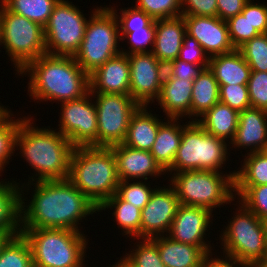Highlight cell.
Returning a JSON list of instances; mask_svg holds the SVG:
<instances>
[{
  "mask_svg": "<svg viewBox=\"0 0 267 267\" xmlns=\"http://www.w3.org/2000/svg\"><path fill=\"white\" fill-rule=\"evenodd\" d=\"M267 141V111L247 108L239 112L238 126L231 144L234 147L250 148L249 153L259 152Z\"/></svg>",
  "mask_w": 267,
  "mask_h": 267,
  "instance_id": "44dd1931",
  "label": "cell"
},
{
  "mask_svg": "<svg viewBox=\"0 0 267 267\" xmlns=\"http://www.w3.org/2000/svg\"><path fill=\"white\" fill-rule=\"evenodd\" d=\"M200 117L199 120L195 118V121L206 132L224 141L230 138L232 142L238 126V111L218 101Z\"/></svg>",
  "mask_w": 267,
  "mask_h": 267,
  "instance_id": "484cf974",
  "label": "cell"
},
{
  "mask_svg": "<svg viewBox=\"0 0 267 267\" xmlns=\"http://www.w3.org/2000/svg\"><path fill=\"white\" fill-rule=\"evenodd\" d=\"M146 108L147 106H140L132 115L123 144L134 149L150 151L163 121L148 113Z\"/></svg>",
  "mask_w": 267,
  "mask_h": 267,
  "instance_id": "d4e9b609",
  "label": "cell"
},
{
  "mask_svg": "<svg viewBox=\"0 0 267 267\" xmlns=\"http://www.w3.org/2000/svg\"><path fill=\"white\" fill-rule=\"evenodd\" d=\"M96 94L98 147L123 143L130 119L140 105L129 94Z\"/></svg>",
  "mask_w": 267,
  "mask_h": 267,
  "instance_id": "7c38bea8",
  "label": "cell"
},
{
  "mask_svg": "<svg viewBox=\"0 0 267 267\" xmlns=\"http://www.w3.org/2000/svg\"><path fill=\"white\" fill-rule=\"evenodd\" d=\"M208 68L219 85L247 84L251 74V68L238 49L210 57Z\"/></svg>",
  "mask_w": 267,
  "mask_h": 267,
  "instance_id": "cb8c5ba5",
  "label": "cell"
},
{
  "mask_svg": "<svg viewBox=\"0 0 267 267\" xmlns=\"http://www.w3.org/2000/svg\"><path fill=\"white\" fill-rule=\"evenodd\" d=\"M111 149L116 159L120 181L134 178L147 180L149 175L157 177L162 172L165 173L150 151L134 149L123 143L113 145Z\"/></svg>",
  "mask_w": 267,
  "mask_h": 267,
  "instance_id": "d6986e66",
  "label": "cell"
},
{
  "mask_svg": "<svg viewBox=\"0 0 267 267\" xmlns=\"http://www.w3.org/2000/svg\"><path fill=\"white\" fill-rule=\"evenodd\" d=\"M226 22L231 43L235 49H238L245 42L259 35L248 21V14H237L229 18Z\"/></svg>",
  "mask_w": 267,
  "mask_h": 267,
  "instance_id": "60d3db41",
  "label": "cell"
},
{
  "mask_svg": "<svg viewBox=\"0 0 267 267\" xmlns=\"http://www.w3.org/2000/svg\"><path fill=\"white\" fill-rule=\"evenodd\" d=\"M181 0H137L136 8L154 20L181 16Z\"/></svg>",
  "mask_w": 267,
  "mask_h": 267,
  "instance_id": "f35d334b",
  "label": "cell"
},
{
  "mask_svg": "<svg viewBox=\"0 0 267 267\" xmlns=\"http://www.w3.org/2000/svg\"><path fill=\"white\" fill-rule=\"evenodd\" d=\"M251 71L267 72V33L259 34L238 48Z\"/></svg>",
  "mask_w": 267,
  "mask_h": 267,
  "instance_id": "e575fe53",
  "label": "cell"
},
{
  "mask_svg": "<svg viewBox=\"0 0 267 267\" xmlns=\"http://www.w3.org/2000/svg\"><path fill=\"white\" fill-rule=\"evenodd\" d=\"M59 0H1L9 11L39 24L43 28L49 21Z\"/></svg>",
  "mask_w": 267,
  "mask_h": 267,
  "instance_id": "4dcf8cb0",
  "label": "cell"
},
{
  "mask_svg": "<svg viewBox=\"0 0 267 267\" xmlns=\"http://www.w3.org/2000/svg\"><path fill=\"white\" fill-rule=\"evenodd\" d=\"M6 183L0 182V232H13L19 235L21 234V199L23 198L21 192L24 186L20 189L16 182Z\"/></svg>",
  "mask_w": 267,
  "mask_h": 267,
  "instance_id": "83f0119b",
  "label": "cell"
},
{
  "mask_svg": "<svg viewBox=\"0 0 267 267\" xmlns=\"http://www.w3.org/2000/svg\"><path fill=\"white\" fill-rule=\"evenodd\" d=\"M204 68L201 65L184 62L180 59H175L165 65V75L173 78L194 80Z\"/></svg>",
  "mask_w": 267,
  "mask_h": 267,
  "instance_id": "bcb514c9",
  "label": "cell"
},
{
  "mask_svg": "<svg viewBox=\"0 0 267 267\" xmlns=\"http://www.w3.org/2000/svg\"><path fill=\"white\" fill-rule=\"evenodd\" d=\"M10 111L0 120V171H3L4 165L9 163L11 154L16 148V135L21 120L10 118ZM10 119V120H9Z\"/></svg>",
  "mask_w": 267,
  "mask_h": 267,
  "instance_id": "d590c367",
  "label": "cell"
},
{
  "mask_svg": "<svg viewBox=\"0 0 267 267\" xmlns=\"http://www.w3.org/2000/svg\"><path fill=\"white\" fill-rule=\"evenodd\" d=\"M89 91L83 97L62 102L59 132L74 147H98V124L95 104L91 103Z\"/></svg>",
  "mask_w": 267,
  "mask_h": 267,
  "instance_id": "4fadbf2b",
  "label": "cell"
},
{
  "mask_svg": "<svg viewBox=\"0 0 267 267\" xmlns=\"http://www.w3.org/2000/svg\"><path fill=\"white\" fill-rule=\"evenodd\" d=\"M219 101L238 112L250 108L247 84L219 85Z\"/></svg>",
  "mask_w": 267,
  "mask_h": 267,
  "instance_id": "ab89813d",
  "label": "cell"
},
{
  "mask_svg": "<svg viewBox=\"0 0 267 267\" xmlns=\"http://www.w3.org/2000/svg\"><path fill=\"white\" fill-rule=\"evenodd\" d=\"M20 119L16 147H20L22 156L38 172L35 180L68 179L70 157L74 149L71 142L59 131L38 129L31 125L30 119Z\"/></svg>",
  "mask_w": 267,
  "mask_h": 267,
  "instance_id": "3957f363",
  "label": "cell"
},
{
  "mask_svg": "<svg viewBox=\"0 0 267 267\" xmlns=\"http://www.w3.org/2000/svg\"><path fill=\"white\" fill-rule=\"evenodd\" d=\"M181 5L182 9L186 7L181 10L182 16H217V0H181Z\"/></svg>",
  "mask_w": 267,
  "mask_h": 267,
  "instance_id": "7dc6e473",
  "label": "cell"
},
{
  "mask_svg": "<svg viewBox=\"0 0 267 267\" xmlns=\"http://www.w3.org/2000/svg\"><path fill=\"white\" fill-rule=\"evenodd\" d=\"M28 240L33 267H83L86 251L81 232L63 228L21 229Z\"/></svg>",
  "mask_w": 267,
  "mask_h": 267,
  "instance_id": "5b68a950",
  "label": "cell"
},
{
  "mask_svg": "<svg viewBox=\"0 0 267 267\" xmlns=\"http://www.w3.org/2000/svg\"><path fill=\"white\" fill-rule=\"evenodd\" d=\"M68 180L99 208L120 183L111 147H74Z\"/></svg>",
  "mask_w": 267,
  "mask_h": 267,
  "instance_id": "277c9868",
  "label": "cell"
},
{
  "mask_svg": "<svg viewBox=\"0 0 267 267\" xmlns=\"http://www.w3.org/2000/svg\"><path fill=\"white\" fill-rule=\"evenodd\" d=\"M219 101V84L213 72L205 68L193 80L191 117H200ZM193 115V116H192Z\"/></svg>",
  "mask_w": 267,
  "mask_h": 267,
  "instance_id": "f1b7e54d",
  "label": "cell"
},
{
  "mask_svg": "<svg viewBox=\"0 0 267 267\" xmlns=\"http://www.w3.org/2000/svg\"><path fill=\"white\" fill-rule=\"evenodd\" d=\"M193 80L164 76L161 92L156 101L159 102L166 117L179 119L191 116V97Z\"/></svg>",
  "mask_w": 267,
  "mask_h": 267,
  "instance_id": "7402d4cb",
  "label": "cell"
},
{
  "mask_svg": "<svg viewBox=\"0 0 267 267\" xmlns=\"http://www.w3.org/2000/svg\"><path fill=\"white\" fill-rule=\"evenodd\" d=\"M128 180L120 181L117 186L116 194L124 201L131 203L134 207L143 209L148 201L154 189L146 186L143 182L128 183Z\"/></svg>",
  "mask_w": 267,
  "mask_h": 267,
  "instance_id": "74e56055",
  "label": "cell"
},
{
  "mask_svg": "<svg viewBox=\"0 0 267 267\" xmlns=\"http://www.w3.org/2000/svg\"><path fill=\"white\" fill-rule=\"evenodd\" d=\"M249 0H217V16L227 21L240 14Z\"/></svg>",
  "mask_w": 267,
  "mask_h": 267,
  "instance_id": "681fc988",
  "label": "cell"
},
{
  "mask_svg": "<svg viewBox=\"0 0 267 267\" xmlns=\"http://www.w3.org/2000/svg\"><path fill=\"white\" fill-rule=\"evenodd\" d=\"M204 49L198 41L185 34L178 59L191 64L201 65L204 69L209 67L210 57L205 55Z\"/></svg>",
  "mask_w": 267,
  "mask_h": 267,
  "instance_id": "ee69618b",
  "label": "cell"
},
{
  "mask_svg": "<svg viewBox=\"0 0 267 267\" xmlns=\"http://www.w3.org/2000/svg\"><path fill=\"white\" fill-rule=\"evenodd\" d=\"M154 33H155V27H145L138 30H135L134 32H121L120 34V40H124L123 38H129V43L131 45V51H121L125 54H131V53H142V52H152V50H147V44H152V47L154 46Z\"/></svg>",
  "mask_w": 267,
  "mask_h": 267,
  "instance_id": "f6af8a7d",
  "label": "cell"
},
{
  "mask_svg": "<svg viewBox=\"0 0 267 267\" xmlns=\"http://www.w3.org/2000/svg\"><path fill=\"white\" fill-rule=\"evenodd\" d=\"M0 267H33L31 247L22 233L13 236L2 249Z\"/></svg>",
  "mask_w": 267,
  "mask_h": 267,
  "instance_id": "d6a6232c",
  "label": "cell"
},
{
  "mask_svg": "<svg viewBox=\"0 0 267 267\" xmlns=\"http://www.w3.org/2000/svg\"><path fill=\"white\" fill-rule=\"evenodd\" d=\"M110 207L115 208V220L125 235L140 237L141 209L122 200L116 193L98 208V212Z\"/></svg>",
  "mask_w": 267,
  "mask_h": 267,
  "instance_id": "f546056e",
  "label": "cell"
},
{
  "mask_svg": "<svg viewBox=\"0 0 267 267\" xmlns=\"http://www.w3.org/2000/svg\"><path fill=\"white\" fill-rule=\"evenodd\" d=\"M88 20L68 0H59L44 27L46 54L74 56L85 35Z\"/></svg>",
  "mask_w": 267,
  "mask_h": 267,
  "instance_id": "8fae6325",
  "label": "cell"
},
{
  "mask_svg": "<svg viewBox=\"0 0 267 267\" xmlns=\"http://www.w3.org/2000/svg\"><path fill=\"white\" fill-rule=\"evenodd\" d=\"M13 236H15L13 232H0V254L4 246Z\"/></svg>",
  "mask_w": 267,
  "mask_h": 267,
  "instance_id": "816d5d0a",
  "label": "cell"
},
{
  "mask_svg": "<svg viewBox=\"0 0 267 267\" xmlns=\"http://www.w3.org/2000/svg\"><path fill=\"white\" fill-rule=\"evenodd\" d=\"M186 34L195 38L209 57L235 50L231 43L228 25L218 16H183Z\"/></svg>",
  "mask_w": 267,
  "mask_h": 267,
  "instance_id": "2e32d148",
  "label": "cell"
},
{
  "mask_svg": "<svg viewBox=\"0 0 267 267\" xmlns=\"http://www.w3.org/2000/svg\"><path fill=\"white\" fill-rule=\"evenodd\" d=\"M34 184L30 204L25 206V199H21V229L63 228L80 232L77 222L98 212V208L68 179L36 181Z\"/></svg>",
  "mask_w": 267,
  "mask_h": 267,
  "instance_id": "6da1fadb",
  "label": "cell"
},
{
  "mask_svg": "<svg viewBox=\"0 0 267 267\" xmlns=\"http://www.w3.org/2000/svg\"><path fill=\"white\" fill-rule=\"evenodd\" d=\"M116 13L113 7H98L87 22L84 38L73 57L88 75L121 52L117 49L120 29Z\"/></svg>",
  "mask_w": 267,
  "mask_h": 267,
  "instance_id": "52a82bcc",
  "label": "cell"
},
{
  "mask_svg": "<svg viewBox=\"0 0 267 267\" xmlns=\"http://www.w3.org/2000/svg\"><path fill=\"white\" fill-rule=\"evenodd\" d=\"M119 262L113 265L112 267H133L124 258L123 259L120 258Z\"/></svg>",
  "mask_w": 267,
  "mask_h": 267,
  "instance_id": "db71d44e",
  "label": "cell"
},
{
  "mask_svg": "<svg viewBox=\"0 0 267 267\" xmlns=\"http://www.w3.org/2000/svg\"><path fill=\"white\" fill-rule=\"evenodd\" d=\"M179 205L173 187L156 188L141 210L140 238L152 239L168 233Z\"/></svg>",
  "mask_w": 267,
  "mask_h": 267,
  "instance_id": "9a60e30c",
  "label": "cell"
},
{
  "mask_svg": "<svg viewBox=\"0 0 267 267\" xmlns=\"http://www.w3.org/2000/svg\"><path fill=\"white\" fill-rule=\"evenodd\" d=\"M133 253L125 254L124 259L133 267H165L157 245L151 239H143Z\"/></svg>",
  "mask_w": 267,
  "mask_h": 267,
  "instance_id": "8d00e7d4",
  "label": "cell"
},
{
  "mask_svg": "<svg viewBox=\"0 0 267 267\" xmlns=\"http://www.w3.org/2000/svg\"><path fill=\"white\" fill-rule=\"evenodd\" d=\"M242 267H267V262L247 263Z\"/></svg>",
  "mask_w": 267,
  "mask_h": 267,
  "instance_id": "f5cc1de1",
  "label": "cell"
},
{
  "mask_svg": "<svg viewBox=\"0 0 267 267\" xmlns=\"http://www.w3.org/2000/svg\"><path fill=\"white\" fill-rule=\"evenodd\" d=\"M239 204L240 212L232 217L220 237L223 251L242 264L267 262V223Z\"/></svg>",
  "mask_w": 267,
  "mask_h": 267,
  "instance_id": "9c48e42d",
  "label": "cell"
},
{
  "mask_svg": "<svg viewBox=\"0 0 267 267\" xmlns=\"http://www.w3.org/2000/svg\"><path fill=\"white\" fill-rule=\"evenodd\" d=\"M249 0L242 10L241 14H248V21L251 26L259 33H267V6L263 4H254Z\"/></svg>",
  "mask_w": 267,
  "mask_h": 267,
  "instance_id": "c3c4849f",
  "label": "cell"
},
{
  "mask_svg": "<svg viewBox=\"0 0 267 267\" xmlns=\"http://www.w3.org/2000/svg\"><path fill=\"white\" fill-rule=\"evenodd\" d=\"M211 211L203 207L179 205L169 230L171 239L177 242L201 247L206 253L211 247L204 240L209 226ZM209 245V246H208Z\"/></svg>",
  "mask_w": 267,
  "mask_h": 267,
  "instance_id": "e0dca14e",
  "label": "cell"
},
{
  "mask_svg": "<svg viewBox=\"0 0 267 267\" xmlns=\"http://www.w3.org/2000/svg\"><path fill=\"white\" fill-rule=\"evenodd\" d=\"M261 152L264 153L267 156V141H266L265 146H264V148L262 149Z\"/></svg>",
  "mask_w": 267,
  "mask_h": 267,
  "instance_id": "9f6ffc18",
  "label": "cell"
},
{
  "mask_svg": "<svg viewBox=\"0 0 267 267\" xmlns=\"http://www.w3.org/2000/svg\"><path fill=\"white\" fill-rule=\"evenodd\" d=\"M30 75L28 92L35 100H76L90 90L89 75L73 56L45 54L29 62L19 73Z\"/></svg>",
  "mask_w": 267,
  "mask_h": 267,
  "instance_id": "7a4b0ae2",
  "label": "cell"
},
{
  "mask_svg": "<svg viewBox=\"0 0 267 267\" xmlns=\"http://www.w3.org/2000/svg\"><path fill=\"white\" fill-rule=\"evenodd\" d=\"M130 66L129 95L140 106H147L154 99H158L163 78L165 64L160 62L152 52L128 54Z\"/></svg>",
  "mask_w": 267,
  "mask_h": 267,
  "instance_id": "5bb4252c",
  "label": "cell"
},
{
  "mask_svg": "<svg viewBox=\"0 0 267 267\" xmlns=\"http://www.w3.org/2000/svg\"><path fill=\"white\" fill-rule=\"evenodd\" d=\"M247 87L251 107L267 111V72L251 71Z\"/></svg>",
  "mask_w": 267,
  "mask_h": 267,
  "instance_id": "b9f144b4",
  "label": "cell"
},
{
  "mask_svg": "<svg viewBox=\"0 0 267 267\" xmlns=\"http://www.w3.org/2000/svg\"><path fill=\"white\" fill-rule=\"evenodd\" d=\"M186 34L184 17L156 19L153 55L165 65L178 58Z\"/></svg>",
  "mask_w": 267,
  "mask_h": 267,
  "instance_id": "ffe728a7",
  "label": "cell"
},
{
  "mask_svg": "<svg viewBox=\"0 0 267 267\" xmlns=\"http://www.w3.org/2000/svg\"><path fill=\"white\" fill-rule=\"evenodd\" d=\"M90 92L129 94L130 66L128 55L120 52L89 75Z\"/></svg>",
  "mask_w": 267,
  "mask_h": 267,
  "instance_id": "ac0fdd59",
  "label": "cell"
},
{
  "mask_svg": "<svg viewBox=\"0 0 267 267\" xmlns=\"http://www.w3.org/2000/svg\"><path fill=\"white\" fill-rule=\"evenodd\" d=\"M244 165L235 171V186L267 185V156L259 152L248 153Z\"/></svg>",
  "mask_w": 267,
  "mask_h": 267,
  "instance_id": "1f68e13d",
  "label": "cell"
},
{
  "mask_svg": "<svg viewBox=\"0 0 267 267\" xmlns=\"http://www.w3.org/2000/svg\"><path fill=\"white\" fill-rule=\"evenodd\" d=\"M165 235L151 239L165 267H202L206 252L201 247L177 242Z\"/></svg>",
  "mask_w": 267,
  "mask_h": 267,
  "instance_id": "603a6c76",
  "label": "cell"
},
{
  "mask_svg": "<svg viewBox=\"0 0 267 267\" xmlns=\"http://www.w3.org/2000/svg\"><path fill=\"white\" fill-rule=\"evenodd\" d=\"M9 111L0 105V120L8 113Z\"/></svg>",
  "mask_w": 267,
  "mask_h": 267,
  "instance_id": "11a10c76",
  "label": "cell"
},
{
  "mask_svg": "<svg viewBox=\"0 0 267 267\" xmlns=\"http://www.w3.org/2000/svg\"><path fill=\"white\" fill-rule=\"evenodd\" d=\"M178 120L179 119L170 118L168 123L163 122L159 126L156 140L150 150L156 162L165 172H168L173 165L177 150L180 146L182 131L186 126L185 124L183 126L178 124Z\"/></svg>",
  "mask_w": 267,
  "mask_h": 267,
  "instance_id": "4316f807",
  "label": "cell"
},
{
  "mask_svg": "<svg viewBox=\"0 0 267 267\" xmlns=\"http://www.w3.org/2000/svg\"><path fill=\"white\" fill-rule=\"evenodd\" d=\"M222 174L210 170L174 172L170 185L176 192L179 204L203 207L212 212L213 208L234 200L235 172L226 177Z\"/></svg>",
  "mask_w": 267,
  "mask_h": 267,
  "instance_id": "8992f818",
  "label": "cell"
},
{
  "mask_svg": "<svg viewBox=\"0 0 267 267\" xmlns=\"http://www.w3.org/2000/svg\"><path fill=\"white\" fill-rule=\"evenodd\" d=\"M227 143L206 132L196 121L183 128L180 146L172 167L176 173L194 170L216 171L226 162Z\"/></svg>",
  "mask_w": 267,
  "mask_h": 267,
  "instance_id": "ba28073f",
  "label": "cell"
},
{
  "mask_svg": "<svg viewBox=\"0 0 267 267\" xmlns=\"http://www.w3.org/2000/svg\"><path fill=\"white\" fill-rule=\"evenodd\" d=\"M121 12V16L117 15V19H120L118 22H120L119 29H121V32H134L145 27H155V20L135 6L134 8H128V10L123 9Z\"/></svg>",
  "mask_w": 267,
  "mask_h": 267,
  "instance_id": "7bdbcfd3",
  "label": "cell"
},
{
  "mask_svg": "<svg viewBox=\"0 0 267 267\" xmlns=\"http://www.w3.org/2000/svg\"><path fill=\"white\" fill-rule=\"evenodd\" d=\"M247 209L267 222V185L235 186L234 191Z\"/></svg>",
  "mask_w": 267,
  "mask_h": 267,
  "instance_id": "836d02e7",
  "label": "cell"
},
{
  "mask_svg": "<svg viewBox=\"0 0 267 267\" xmlns=\"http://www.w3.org/2000/svg\"><path fill=\"white\" fill-rule=\"evenodd\" d=\"M210 254H211V252H208L203 257L202 267H235L238 265H240V267H241L244 265V264L240 263L236 258H234L233 256H230V255H225V260L223 258L222 259L211 258L212 259L211 260V259H209Z\"/></svg>",
  "mask_w": 267,
  "mask_h": 267,
  "instance_id": "f907efd6",
  "label": "cell"
},
{
  "mask_svg": "<svg viewBox=\"0 0 267 267\" xmlns=\"http://www.w3.org/2000/svg\"><path fill=\"white\" fill-rule=\"evenodd\" d=\"M0 37L19 73L29 62L46 54L44 28L0 5Z\"/></svg>",
  "mask_w": 267,
  "mask_h": 267,
  "instance_id": "30bf717a",
  "label": "cell"
}]
</instances>
